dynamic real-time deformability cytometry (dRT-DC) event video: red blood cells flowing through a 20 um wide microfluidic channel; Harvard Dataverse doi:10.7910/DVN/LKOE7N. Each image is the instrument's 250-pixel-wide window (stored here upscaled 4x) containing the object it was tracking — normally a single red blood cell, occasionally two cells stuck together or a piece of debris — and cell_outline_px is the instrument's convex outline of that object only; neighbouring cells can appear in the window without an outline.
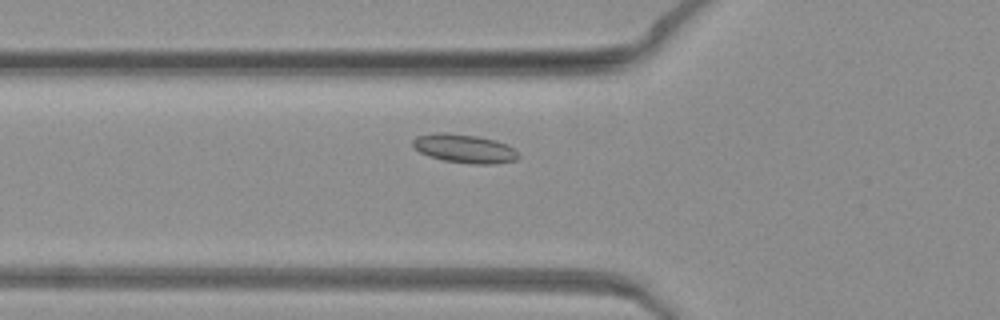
{"species": "common noctule bat (a hibernating species)", "species_latin": "Nyctalus noctula", "temperature_condition": "warm", "stored_images_in_passage": 38, "camera_frame_rate_fps": 3000, "um_per_image_px": 0.085, "animal": {"sex": "female", "body_mass_g": 19.3, "forearm_length_mm": 54.1}, "frame": {"image": 1, "passage_image": 4, "time_ms": 1.0, "image_size_px": [1000, 320], "cell_outline_px": [[520, 156], [516, 160], [496, 164], [472, 164], [444, 160], [428, 156], [412, 148], [412, 140], [416, 136], [436, 132], [448, 132], [476, 136], [496, 140], [508, 144]], "centroid_in_image_um": [39.45, 12.62], "position_along_channel_um": 86.4, "area_um2": 17.86}}
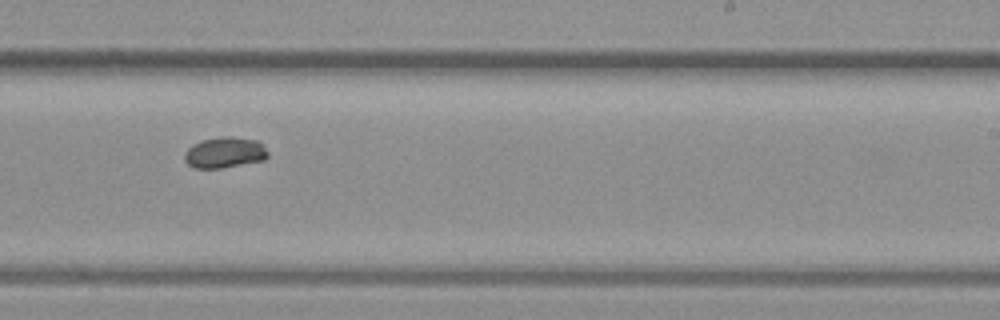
{"frame": {"image": 2, "passage_image": 18, "time_ms": 5.667, "image_size_px": [1000, 320], "cell_outline_px": [[268, 156], [264, 160], [220, 168], [196, 168], [188, 164], [184, 160], [184, 152], [192, 144], [200, 140], [220, 136], [232, 136], [260, 140], [268, 152]], "centroid_in_image_um": [19.1, 12.94], "position_along_channel_um": 269.9, "area_um2": 15.26}}
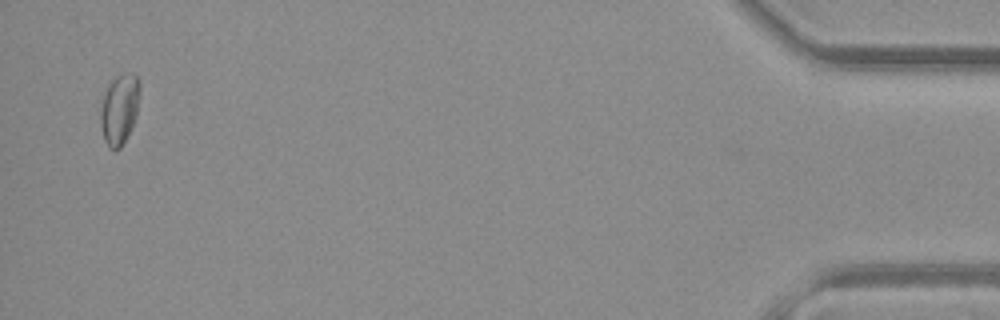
{"frame": {"image": 3, "passage_image": 37, "time_ms": 12.0, "image_size_px": [1000, 320], "cell_outline_px": [[140, 92], [136, 116], [132, 128], [120, 148], [108, 148], [104, 140], [100, 124], [100, 112], [104, 92], [108, 80], [112, 76], [124, 72], [132, 72], [140, 80]], "centroid_in_image_um": [10.15, 9.19], "position_along_channel_um": 425.1, "area_um2": 16.65}}